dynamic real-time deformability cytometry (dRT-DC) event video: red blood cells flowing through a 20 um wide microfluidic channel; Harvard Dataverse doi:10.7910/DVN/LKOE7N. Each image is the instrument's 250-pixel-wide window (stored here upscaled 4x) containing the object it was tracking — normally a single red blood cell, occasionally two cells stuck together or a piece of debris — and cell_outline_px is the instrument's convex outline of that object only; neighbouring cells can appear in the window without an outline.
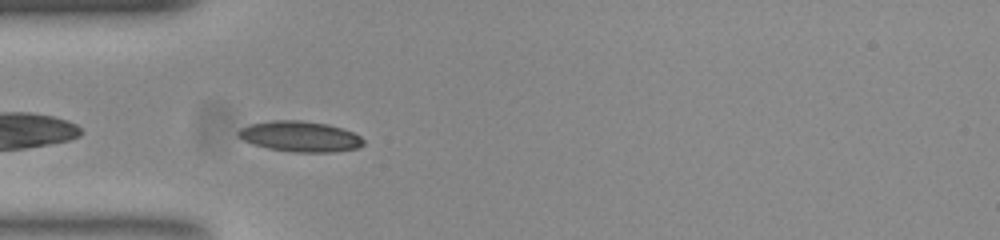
{"species": "common noctule bat (a hibernating species)", "species_latin": "Nyctalus noctula", "temperature_condition": "room temperature", "stored_images_in_passage": 29, "camera_frame_rate_fps": 3000, "um_per_image_px": 0.085, "animal": {"sex": "female", "body_mass_g": 23.0, "forearm_length_mm": 53.4}, "frame": {"image": 1, "passage_image": 2, "time_ms": 0.333, "image_size_px": [1000, 240], "cell_outline_px": [[364, 144], [356, 148], [332, 152], [292, 152], [268, 148], [252, 144], [244, 140], [236, 132], [240, 128], [248, 124], [272, 120], [300, 120], [328, 124], [352, 132], [360, 136], [364, 140]], "centroid_in_image_um": [25.48, 11.59], "position_along_channel_um": 59.5, "area_um2": 22.25}}
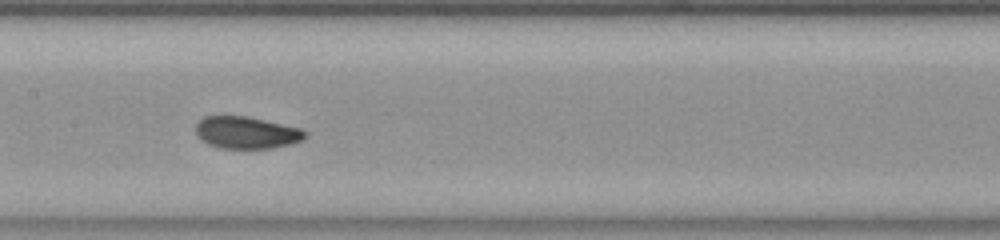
{"frame": {"image": 2, "passage_image": 12, "time_ms": 3.667, "image_size_px": [1000, 240], "cell_outline_px": [[308, 136], [300, 140], [288, 144], [272, 148], [220, 148], [208, 144], [200, 140], [196, 132], [196, 124], [204, 116], [248, 116], [300, 128], [308, 132]], "centroid_in_image_um": [20.94, 11.26], "position_along_channel_um": 186.5, "area_um2": 20.4}}
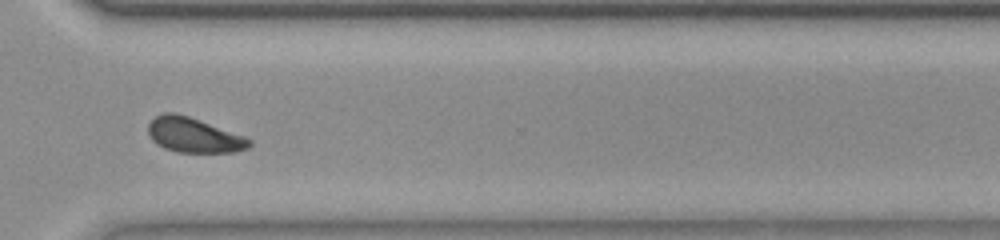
{"frame": {"image": 3, "passage_image": 25, "time_ms": 8.0, "image_size_px": [1000, 240], "cell_outline_px": [[252, 144], [248, 148], [236, 152], [176, 152], [164, 148], [152, 140], [148, 132], [148, 124], [156, 116], [164, 112], [176, 112], [188, 116], [244, 136], [252, 140]], "centroid_in_image_um": [16.47, 11.49], "position_along_channel_um": 354.1, "area_um2": 20.46}, "authors_computed_cell_mechanics": {"area_um2": 20.9236, "velocity_mm_per_s": 3.8651, "shape_relaxation_time_tau1_ms": 3.5501, "shape_relaxation_time_tau2_ms": 1.8351, "deformation_change_tau1": 0.1354, "deformation_change_tau2": 0.0522}}